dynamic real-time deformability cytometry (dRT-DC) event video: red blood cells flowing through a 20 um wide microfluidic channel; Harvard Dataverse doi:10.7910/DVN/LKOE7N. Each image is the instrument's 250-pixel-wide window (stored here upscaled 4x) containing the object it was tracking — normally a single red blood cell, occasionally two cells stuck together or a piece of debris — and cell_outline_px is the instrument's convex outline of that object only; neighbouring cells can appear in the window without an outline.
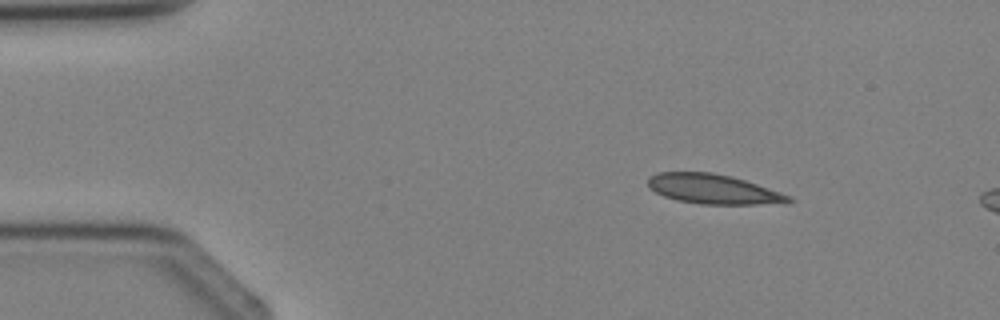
{"species": "Egyptian fruit bat (a non-hibernating species)", "species_latin": "Rousettus aegyptiacus", "temperature_condition": "cold", "stored_images_in_passage": 3, "segment_of_instrument_passage": [1, 2], "camera_frame_rate_fps": 3000, "um_per_image_px": 0.085, "animal": {"sex": "female"}, "frame": {"image": 1, "passage_image": 1, "time_ms": 0.0, "image_size_px": [1000, 320], "cell_outline_px": [[796, 200], [788, 204], [700, 204], [676, 200], [664, 196], [648, 188], [648, 176], [656, 172], [712, 172], [732, 176], [792, 196]], "centroid_in_image_um": [60.65, 16.08], "position_along_channel_um": 24.3, "area_um2": 24.62}}